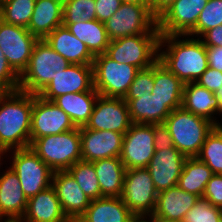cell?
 <instances>
[{
	"label": "cell",
	"instance_id": "cell-12",
	"mask_svg": "<svg viewBox=\"0 0 222 222\" xmlns=\"http://www.w3.org/2000/svg\"><path fill=\"white\" fill-rule=\"evenodd\" d=\"M76 128L71 118L55 103L33 94L30 145L37 138Z\"/></svg>",
	"mask_w": 222,
	"mask_h": 222
},
{
	"label": "cell",
	"instance_id": "cell-2",
	"mask_svg": "<svg viewBox=\"0 0 222 222\" xmlns=\"http://www.w3.org/2000/svg\"><path fill=\"white\" fill-rule=\"evenodd\" d=\"M33 94L0 92V153L30 147Z\"/></svg>",
	"mask_w": 222,
	"mask_h": 222
},
{
	"label": "cell",
	"instance_id": "cell-7",
	"mask_svg": "<svg viewBox=\"0 0 222 222\" xmlns=\"http://www.w3.org/2000/svg\"><path fill=\"white\" fill-rule=\"evenodd\" d=\"M104 25L110 40L132 35L160 34L157 17L152 13L150 5L123 2Z\"/></svg>",
	"mask_w": 222,
	"mask_h": 222
},
{
	"label": "cell",
	"instance_id": "cell-28",
	"mask_svg": "<svg viewBox=\"0 0 222 222\" xmlns=\"http://www.w3.org/2000/svg\"><path fill=\"white\" fill-rule=\"evenodd\" d=\"M128 104L132 123L164 124L172 110L150 92L137 95V99H124Z\"/></svg>",
	"mask_w": 222,
	"mask_h": 222
},
{
	"label": "cell",
	"instance_id": "cell-11",
	"mask_svg": "<svg viewBox=\"0 0 222 222\" xmlns=\"http://www.w3.org/2000/svg\"><path fill=\"white\" fill-rule=\"evenodd\" d=\"M38 39L27 28L0 19V48L12 69L20 76L26 69Z\"/></svg>",
	"mask_w": 222,
	"mask_h": 222
},
{
	"label": "cell",
	"instance_id": "cell-4",
	"mask_svg": "<svg viewBox=\"0 0 222 222\" xmlns=\"http://www.w3.org/2000/svg\"><path fill=\"white\" fill-rule=\"evenodd\" d=\"M164 125L169 130L173 145L186 157L199 154L207 135L216 126L210 120L186 111L183 107L174 109Z\"/></svg>",
	"mask_w": 222,
	"mask_h": 222
},
{
	"label": "cell",
	"instance_id": "cell-35",
	"mask_svg": "<svg viewBox=\"0 0 222 222\" xmlns=\"http://www.w3.org/2000/svg\"><path fill=\"white\" fill-rule=\"evenodd\" d=\"M197 157L208 165L214 174H222V125L215 126L207 135Z\"/></svg>",
	"mask_w": 222,
	"mask_h": 222
},
{
	"label": "cell",
	"instance_id": "cell-39",
	"mask_svg": "<svg viewBox=\"0 0 222 222\" xmlns=\"http://www.w3.org/2000/svg\"><path fill=\"white\" fill-rule=\"evenodd\" d=\"M154 87V64L146 69H140L129 90L123 99H137V95L146 94L150 92Z\"/></svg>",
	"mask_w": 222,
	"mask_h": 222
},
{
	"label": "cell",
	"instance_id": "cell-32",
	"mask_svg": "<svg viewBox=\"0 0 222 222\" xmlns=\"http://www.w3.org/2000/svg\"><path fill=\"white\" fill-rule=\"evenodd\" d=\"M214 175L211 168L197 156L187 157L179 177L178 186L202 198L206 185Z\"/></svg>",
	"mask_w": 222,
	"mask_h": 222
},
{
	"label": "cell",
	"instance_id": "cell-18",
	"mask_svg": "<svg viewBox=\"0 0 222 222\" xmlns=\"http://www.w3.org/2000/svg\"><path fill=\"white\" fill-rule=\"evenodd\" d=\"M80 128L82 160L93 162L99 159L120 157L124 134L114 131H97Z\"/></svg>",
	"mask_w": 222,
	"mask_h": 222
},
{
	"label": "cell",
	"instance_id": "cell-8",
	"mask_svg": "<svg viewBox=\"0 0 222 222\" xmlns=\"http://www.w3.org/2000/svg\"><path fill=\"white\" fill-rule=\"evenodd\" d=\"M139 69L120 64L106 53L97 55L93 61L95 90L104 97L124 98Z\"/></svg>",
	"mask_w": 222,
	"mask_h": 222
},
{
	"label": "cell",
	"instance_id": "cell-46",
	"mask_svg": "<svg viewBox=\"0 0 222 222\" xmlns=\"http://www.w3.org/2000/svg\"><path fill=\"white\" fill-rule=\"evenodd\" d=\"M208 66L222 72V47H206Z\"/></svg>",
	"mask_w": 222,
	"mask_h": 222
},
{
	"label": "cell",
	"instance_id": "cell-53",
	"mask_svg": "<svg viewBox=\"0 0 222 222\" xmlns=\"http://www.w3.org/2000/svg\"><path fill=\"white\" fill-rule=\"evenodd\" d=\"M149 5L154 1V0H145Z\"/></svg>",
	"mask_w": 222,
	"mask_h": 222
},
{
	"label": "cell",
	"instance_id": "cell-40",
	"mask_svg": "<svg viewBox=\"0 0 222 222\" xmlns=\"http://www.w3.org/2000/svg\"><path fill=\"white\" fill-rule=\"evenodd\" d=\"M20 76L12 69L0 48V92L19 90Z\"/></svg>",
	"mask_w": 222,
	"mask_h": 222
},
{
	"label": "cell",
	"instance_id": "cell-10",
	"mask_svg": "<svg viewBox=\"0 0 222 222\" xmlns=\"http://www.w3.org/2000/svg\"><path fill=\"white\" fill-rule=\"evenodd\" d=\"M157 196L147 168L126 169L121 199L136 217L152 214Z\"/></svg>",
	"mask_w": 222,
	"mask_h": 222
},
{
	"label": "cell",
	"instance_id": "cell-52",
	"mask_svg": "<svg viewBox=\"0 0 222 222\" xmlns=\"http://www.w3.org/2000/svg\"><path fill=\"white\" fill-rule=\"evenodd\" d=\"M4 222H22L21 220H5Z\"/></svg>",
	"mask_w": 222,
	"mask_h": 222
},
{
	"label": "cell",
	"instance_id": "cell-6",
	"mask_svg": "<svg viewBox=\"0 0 222 222\" xmlns=\"http://www.w3.org/2000/svg\"><path fill=\"white\" fill-rule=\"evenodd\" d=\"M7 156L10 161L9 166L17 174L27 199L52 185L54 171L31 147L8 151L3 157Z\"/></svg>",
	"mask_w": 222,
	"mask_h": 222
},
{
	"label": "cell",
	"instance_id": "cell-15",
	"mask_svg": "<svg viewBox=\"0 0 222 222\" xmlns=\"http://www.w3.org/2000/svg\"><path fill=\"white\" fill-rule=\"evenodd\" d=\"M208 0H175L157 17L160 35H187L198 21Z\"/></svg>",
	"mask_w": 222,
	"mask_h": 222
},
{
	"label": "cell",
	"instance_id": "cell-54",
	"mask_svg": "<svg viewBox=\"0 0 222 222\" xmlns=\"http://www.w3.org/2000/svg\"><path fill=\"white\" fill-rule=\"evenodd\" d=\"M0 222H4V220L2 219V217L0 216Z\"/></svg>",
	"mask_w": 222,
	"mask_h": 222
},
{
	"label": "cell",
	"instance_id": "cell-48",
	"mask_svg": "<svg viewBox=\"0 0 222 222\" xmlns=\"http://www.w3.org/2000/svg\"><path fill=\"white\" fill-rule=\"evenodd\" d=\"M141 218H142L143 222H180V221H176V220L164 219V218L156 216L154 214L141 216Z\"/></svg>",
	"mask_w": 222,
	"mask_h": 222
},
{
	"label": "cell",
	"instance_id": "cell-19",
	"mask_svg": "<svg viewBox=\"0 0 222 222\" xmlns=\"http://www.w3.org/2000/svg\"><path fill=\"white\" fill-rule=\"evenodd\" d=\"M52 186L64 214L71 222H76L86 212L91 199L83 192L68 171L54 172Z\"/></svg>",
	"mask_w": 222,
	"mask_h": 222
},
{
	"label": "cell",
	"instance_id": "cell-36",
	"mask_svg": "<svg viewBox=\"0 0 222 222\" xmlns=\"http://www.w3.org/2000/svg\"><path fill=\"white\" fill-rule=\"evenodd\" d=\"M222 24V0H208L196 26L187 34L200 38L206 31Z\"/></svg>",
	"mask_w": 222,
	"mask_h": 222
},
{
	"label": "cell",
	"instance_id": "cell-34",
	"mask_svg": "<svg viewBox=\"0 0 222 222\" xmlns=\"http://www.w3.org/2000/svg\"><path fill=\"white\" fill-rule=\"evenodd\" d=\"M67 171L91 200L103 197L93 162L77 161Z\"/></svg>",
	"mask_w": 222,
	"mask_h": 222
},
{
	"label": "cell",
	"instance_id": "cell-20",
	"mask_svg": "<svg viewBox=\"0 0 222 222\" xmlns=\"http://www.w3.org/2000/svg\"><path fill=\"white\" fill-rule=\"evenodd\" d=\"M0 161V169L3 166ZM27 197L21 188L17 174L9 166L0 172V216L5 220H21L27 208Z\"/></svg>",
	"mask_w": 222,
	"mask_h": 222
},
{
	"label": "cell",
	"instance_id": "cell-50",
	"mask_svg": "<svg viewBox=\"0 0 222 222\" xmlns=\"http://www.w3.org/2000/svg\"><path fill=\"white\" fill-rule=\"evenodd\" d=\"M122 1L127 3H137L140 5H149L145 0H122Z\"/></svg>",
	"mask_w": 222,
	"mask_h": 222
},
{
	"label": "cell",
	"instance_id": "cell-49",
	"mask_svg": "<svg viewBox=\"0 0 222 222\" xmlns=\"http://www.w3.org/2000/svg\"><path fill=\"white\" fill-rule=\"evenodd\" d=\"M219 99V116H222V87L220 90L216 93Z\"/></svg>",
	"mask_w": 222,
	"mask_h": 222
},
{
	"label": "cell",
	"instance_id": "cell-24",
	"mask_svg": "<svg viewBox=\"0 0 222 222\" xmlns=\"http://www.w3.org/2000/svg\"><path fill=\"white\" fill-rule=\"evenodd\" d=\"M136 218L121 197L103 196L91 200L86 212L76 222H132Z\"/></svg>",
	"mask_w": 222,
	"mask_h": 222
},
{
	"label": "cell",
	"instance_id": "cell-1",
	"mask_svg": "<svg viewBox=\"0 0 222 222\" xmlns=\"http://www.w3.org/2000/svg\"><path fill=\"white\" fill-rule=\"evenodd\" d=\"M158 61L184 84L196 82L209 67L206 46L189 35H160Z\"/></svg>",
	"mask_w": 222,
	"mask_h": 222
},
{
	"label": "cell",
	"instance_id": "cell-33",
	"mask_svg": "<svg viewBox=\"0 0 222 222\" xmlns=\"http://www.w3.org/2000/svg\"><path fill=\"white\" fill-rule=\"evenodd\" d=\"M36 0H3L0 3V19L5 23L27 28Z\"/></svg>",
	"mask_w": 222,
	"mask_h": 222
},
{
	"label": "cell",
	"instance_id": "cell-26",
	"mask_svg": "<svg viewBox=\"0 0 222 222\" xmlns=\"http://www.w3.org/2000/svg\"><path fill=\"white\" fill-rule=\"evenodd\" d=\"M63 21V0H36L27 30L38 40L45 39Z\"/></svg>",
	"mask_w": 222,
	"mask_h": 222
},
{
	"label": "cell",
	"instance_id": "cell-41",
	"mask_svg": "<svg viewBox=\"0 0 222 222\" xmlns=\"http://www.w3.org/2000/svg\"><path fill=\"white\" fill-rule=\"evenodd\" d=\"M202 199L222 209V174H214L208 181Z\"/></svg>",
	"mask_w": 222,
	"mask_h": 222
},
{
	"label": "cell",
	"instance_id": "cell-51",
	"mask_svg": "<svg viewBox=\"0 0 222 222\" xmlns=\"http://www.w3.org/2000/svg\"><path fill=\"white\" fill-rule=\"evenodd\" d=\"M132 222H143L142 218L141 217H137L134 221Z\"/></svg>",
	"mask_w": 222,
	"mask_h": 222
},
{
	"label": "cell",
	"instance_id": "cell-47",
	"mask_svg": "<svg viewBox=\"0 0 222 222\" xmlns=\"http://www.w3.org/2000/svg\"><path fill=\"white\" fill-rule=\"evenodd\" d=\"M175 0H154L150 4L152 13L158 17L165 9H167Z\"/></svg>",
	"mask_w": 222,
	"mask_h": 222
},
{
	"label": "cell",
	"instance_id": "cell-13",
	"mask_svg": "<svg viewBox=\"0 0 222 222\" xmlns=\"http://www.w3.org/2000/svg\"><path fill=\"white\" fill-rule=\"evenodd\" d=\"M154 153V124L133 123L123 138L120 159L125 168H147Z\"/></svg>",
	"mask_w": 222,
	"mask_h": 222
},
{
	"label": "cell",
	"instance_id": "cell-16",
	"mask_svg": "<svg viewBox=\"0 0 222 222\" xmlns=\"http://www.w3.org/2000/svg\"><path fill=\"white\" fill-rule=\"evenodd\" d=\"M96 91L93 65L71 64L60 72L38 95L49 101L70 93Z\"/></svg>",
	"mask_w": 222,
	"mask_h": 222
},
{
	"label": "cell",
	"instance_id": "cell-42",
	"mask_svg": "<svg viewBox=\"0 0 222 222\" xmlns=\"http://www.w3.org/2000/svg\"><path fill=\"white\" fill-rule=\"evenodd\" d=\"M196 83L216 94L222 87V72L208 67Z\"/></svg>",
	"mask_w": 222,
	"mask_h": 222
},
{
	"label": "cell",
	"instance_id": "cell-43",
	"mask_svg": "<svg viewBox=\"0 0 222 222\" xmlns=\"http://www.w3.org/2000/svg\"><path fill=\"white\" fill-rule=\"evenodd\" d=\"M122 3V0H95L96 19L104 23L119 9Z\"/></svg>",
	"mask_w": 222,
	"mask_h": 222
},
{
	"label": "cell",
	"instance_id": "cell-45",
	"mask_svg": "<svg viewBox=\"0 0 222 222\" xmlns=\"http://www.w3.org/2000/svg\"><path fill=\"white\" fill-rule=\"evenodd\" d=\"M200 39L206 47H222V24L206 31Z\"/></svg>",
	"mask_w": 222,
	"mask_h": 222
},
{
	"label": "cell",
	"instance_id": "cell-31",
	"mask_svg": "<svg viewBox=\"0 0 222 222\" xmlns=\"http://www.w3.org/2000/svg\"><path fill=\"white\" fill-rule=\"evenodd\" d=\"M80 41L86 44L90 53L95 57L106 53L110 44L104 23L90 19L73 24H62Z\"/></svg>",
	"mask_w": 222,
	"mask_h": 222
},
{
	"label": "cell",
	"instance_id": "cell-30",
	"mask_svg": "<svg viewBox=\"0 0 222 222\" xmlns=\"http://www.w3.org/2000/svg\"><path fill=\"white\" fill-rule=\"evenodd\" d=\"M102 196L121 197L126 168L120 157L93 161Z\"/></svg>",
	"mask_w": 222,
	"mask_h": 222
},
{
	"label": "cell",
	"instance_id": "cell-14",
	"mask_svg": "<svg viewBox=\"0 0 222 222\" xmlns=\"http://www.w3.org/2000/svg\"><path fill=\"white\" fill-rule=\"evenodd\" d=\"M132 124L128 104L123 98L99 95L89 121L84 127L125 134Z\"/></svg>",
	"mask_w": 222,
	"mask_h": 222
},
{
	"label": "cell",
	"instance_id": "cell-44",
	"mask_svg": "<svg viewBox=\"0 0 222 222\" xmlns=\"http://www.w3.org/2000/svg\"><path fill=\"white\" fill-rule=\"evenodd\" d=\"M154 147L155 150L174 147L169 130L164 124H154Z\"/></svg>",
	"mask_w": 222,
	"mask_h": 222
},
{
	"label": "cell",
	"instance_id": "cell-37",
	"mask_svg": "<svg viewBox=\"0 0 222 222\" xmlns=\"http://www.w3.org/2000/svg\"><path fill=\"white\" fill-rule=\"evenodd\" d=\"M96 19L95 0H63L62 24Z\"/></svg>",
	"mask_w": 222,
	"mask_h": 222
},
{
	"label": "cell",
	"instance_id": "cell-21",
	"mask_svg": "<svg viewBox=\"0 0 222 222\" xmlns=\"http://www.w3.org/2000/svg\"><path fill=\"white\" fill-rule=\"evenodd\" d=\"M22 222H71L64 214L53 186L42 190L27 201Z\"/></svg>",
	"mask_w": 222,
	"mask_h": 222
},
{
	"label": "cell",
	"instance_id": "cell-38",
	"mask_svg": "<svg viewBox=\"0 0 222 222\" xmlns=\"http://www.w3.org/2000/svg\"><path fill=\"white\" fill-rule=\"evenodd\" d=\"M181 222H222V209L200 198Z\"/></svg>",
	"mask_w": 222,
	"mask_h": 222
},
{
	"label": "cell",
	"instance_id": "cell-29",
	"mask_svg": "<svg viewBox=\"0 0 222 222\" xmlns=\"http://www.w3.org/2000/svg\"><path fill=\"white\" fill-rule=\"evenodd\" d=\"M99 95L97 91L70 93L56 97L52 102L71 118L76 127H83L89 121Z\"/></svg>",
	"mask_w": 222,
	"mask_h": 222
},
{
	"label": "cell",
	"instance_id": "cell-9",
	"mask_svg": "<svg viewBox=\"0 0 222 222\" xmlns=\"http://www.w3.org/2000/svg\"><path fill=\"white\" fill-rule=\"evenodd\" d=\"M159 38L160 34H141L110 40L106 54L120 64L146 69L158 60Z\"/></svg>",
	"mask_w": 222,
	"mask_h": 222
},
{
	"label": "cell",
	"instance_id": "cell-27",
	"mask_svg": "<svg viewBox=\"0 0 222 222\" xmlns=\"http://www.w3.org/2000/svg\"><path fill=\"white\" fill-rule=\"evenodd\" d=\"M184 83L163 66L158 60L154 63V87L152 96L163 101L172 111L182 107Z\"/></svg>",
	"mask_w": 222,
	"mask_h": 222
},
{
	"label": "cell",
	"instance_id": "cell-5",
	"mask_svg": "<svg viewBox=\"0 0 222 222\" xmlns=\"http://www.w3.org/2000/svg\"><path fill=\"white\" fill-rule=\"evenodd\" d=\"M30 147L54 171H67L82 160L80 128L35 139Z\"/></svg>",
	"mask_w": 222,
	"mask_h": 222
},
{
	"label": "cell",
	"instance_id": "cell-25",
	"mask_svg": "<svg viewBox=\"0 0 222 222\" xmlns=\"http://www.w3.org/2000/svg\"><path fill=\"white\" fill-rule=\"evenodd\" d=\"M199 199V196L186 192L177 185L158 193L156 207L152 214L181 222Z\"/></svg>",
	"mask_w": 222,
	"mask_h": 222
},
{
	"label": "cell",
	"instance_id": "cell-23",
	"mask_svg": "<svg viewBox=\"0 0 222 222\" xmlns=\"http://www.w3.org/2000/svg\"><path fill=\"white\" fill-rule=\"evenodd\" d=\"M182 107L186 111L210 120L216 126L222 125L216 118L217 114L219 116L218 96L196 82L184 84Z\"/></svg>",
	"mask_w": 222,
	"mask_h": 222
},
{
	"label": "cell",
	"instance_id": "cell-17",
	"mask_svg": "<svg viewBox=\"0 0 222 222\" xmlns=\"http://www.w3.org/2000/svg\"><path fill=\"white\" fill-rule=\"evenodd\" d=\"M186 158L175 146L155 150L147 169L158 193L178 185Z\"/></svg>",
	"mask_w": 222,
	"mask_h": 222
},
{
	"label": "cell",
	"instance_id": "cell-3",
	"mask_svg": "<svg viewBox=\"0 0 222 222\" xmlns=\"http://www.w3.org/2000/svg\"><path fill=\"white\" fill-rule=\"evenodd\" d=\"M70 65L44 39L38 40L32 50L28 66L20 75L19 90L38 95L60 72Z\"/></svg>",
	"mask_w": 222,
	"mask_h": 222
},
{
	"label": "cell",
	"instance_id": "cell-22",
	"mask_svg": "<svg viewBox=\"0 0 222 222\" xmlns=\"http://www.w3.org/2000/svg\"><path fill=\"white\" fill-rule=\"evenodd\" d=\"M44 40L70 64L93 65L94 56L86 44L76 38L66 26L57 27Z\"/></svg>",
	"mask_w": 222,
	"mask_h": 222
}]
</instances>
